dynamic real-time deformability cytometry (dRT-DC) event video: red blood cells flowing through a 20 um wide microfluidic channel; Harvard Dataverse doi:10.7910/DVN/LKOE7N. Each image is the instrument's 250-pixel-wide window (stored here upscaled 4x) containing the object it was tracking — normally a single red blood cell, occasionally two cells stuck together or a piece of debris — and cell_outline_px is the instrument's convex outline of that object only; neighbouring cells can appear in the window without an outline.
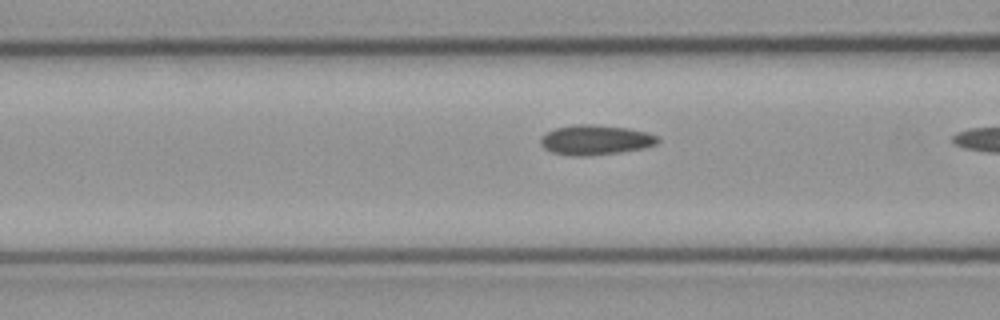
{"species": "common noctule bat (a hibernating species)", "species_latin": "Nyctalus noctula", "temperature_condition": "cold", "stored_images_in_passage": 20, "camera_frame_rate_fps": 3000, "um_per_image_px": 0.085, "animal": {"sex": "male", "body_mass_g": 23.1, "forearm_length_mm": 52.7}, "frame": {"image": 1, "passage_image": 19, "time_ms": 6.0, "image_size_px": [1000, 320], "cell_outline_px": [[660, 140], [656, 144], [644, 148], [620, 152], [584, 156], [552, 152], [544, 148], [540, 144], [540, 136], [556, 128], [572, 124], [592, 124], [628, 128], [648, 132], [660, 136]], "centroid_in_image_um": [50.65, 11.87], "position_along_channel_um": 116.0, "area_um2": 20.4}}